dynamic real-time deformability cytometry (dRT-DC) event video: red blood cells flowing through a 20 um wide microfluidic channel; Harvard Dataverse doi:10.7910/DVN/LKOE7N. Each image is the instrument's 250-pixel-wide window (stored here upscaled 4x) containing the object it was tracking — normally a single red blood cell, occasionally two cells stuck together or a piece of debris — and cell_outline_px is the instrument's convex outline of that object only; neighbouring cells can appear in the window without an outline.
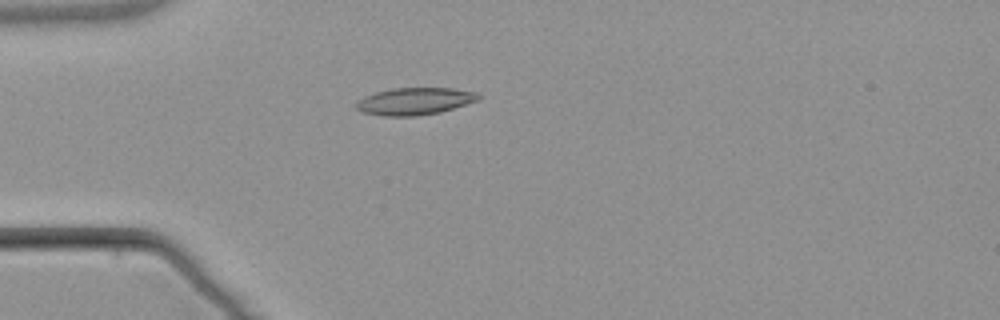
{"species": "common noctule bat (a hibernating species)", "species_latin": "Nyctalus noctula", "temperature_condition": "warm", "stored_images_in_passage": 1, "camera_frame_rate_fps": 3000, "um_per_image_px": 0.085, "animal": {"sex": "male", "body_mass_g": 21.5, "forearm_length_mm": 52.0}, "frame": {"image": 1, "passage_image": 1, "time_ms": 0.0, "image_size_px": [1000, 320], "cell_outline_px": [[480, 100], [440, 112], [416, 116], [384, 116], [360, 112], [356, 108], [356, 104], [364, 96], [376, 92], [392, 88], [452, 88], [476, 92], [480, 96]], "centroid_in_image_um": [35.25, 8.61], "position_along_channel_um": 49.7, "area_um2": 19.36}}